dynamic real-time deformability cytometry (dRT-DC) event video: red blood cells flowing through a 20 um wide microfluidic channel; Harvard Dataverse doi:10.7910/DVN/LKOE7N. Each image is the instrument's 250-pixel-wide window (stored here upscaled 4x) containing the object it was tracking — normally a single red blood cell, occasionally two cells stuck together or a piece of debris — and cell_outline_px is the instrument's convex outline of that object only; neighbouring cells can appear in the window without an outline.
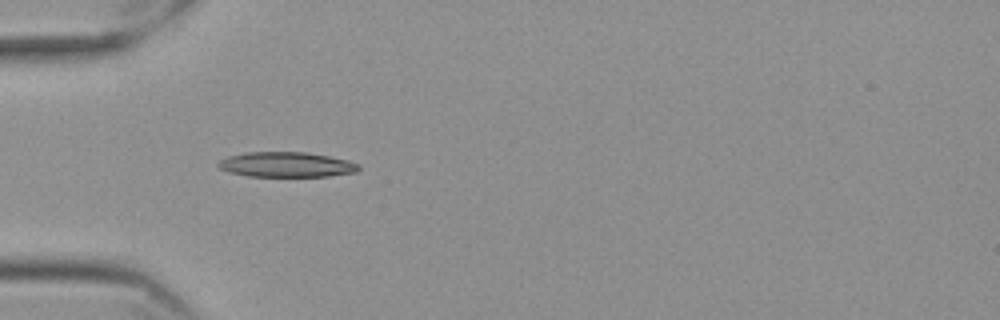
{"species": "Egyptian fruit bat (a non-hibernating species)", "species_latin": "Rousettus aegyptiacus", "temperature_condition": "cold", "stored_images_in_passage": 29, "camera_frame_rate_fps": 3000, "um_per_image_px": 0.085, "frame": {"image": 1, "passage_image": 5, "time_ms": 1.333, "image_size_px": [1000, 320], "cell_outline_px": [[360, 168], [356, 172], [328, 176], [248, 176], [228, 172], [220, 168], [216, 164], [220, 160], [228, 156], [244, 152], [308, 152], [348, 160], [360, 164]], "centroid_in_image_um": [24.34, 13.98], "position_along_channel_um": 60.7, "area_um2": 20.58}}
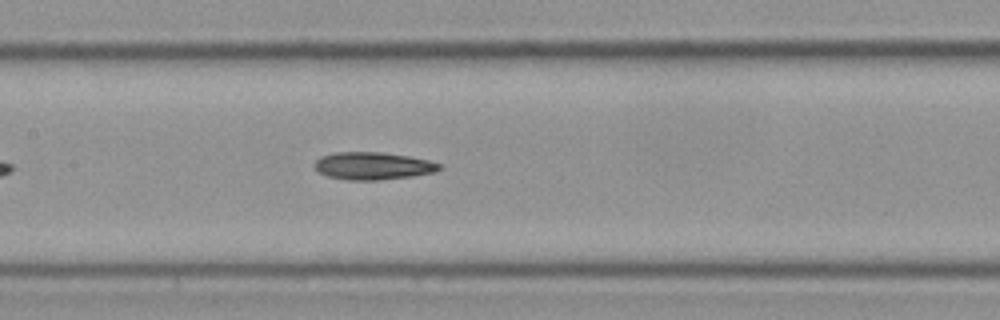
{"frame": {"image": 2, "passage_image": 15, "time_ms": 4.667, "image_size_px": [1000, 320], "cell_outline_px": [[440, 168], [436, 172], [412, 176], [376, 180], [348, 180], [328, 176], [320, 172], [312, 164], [320, 156], [336, 152], [380, 152], [408, 156], [428, 160], [440, 164]], "centroid_in_image_um": [31.67, 14.09], "position_along_channel_um": 175.7, "area_um2": 19.88}}
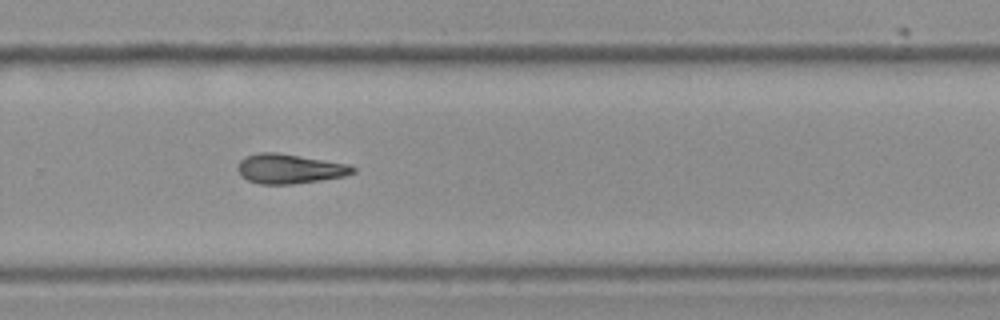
{"frame": {"image": 3, "passage_image": 26, "time_ms": 8.333, "image_size_px": [1000, 320], "cell_outline_px": [[356, 172], [344, 176], [292, 184], [260, 184], [248, 180], [240, 172], [240, 160], [244, 156], [256, 152], [276, 152], [348, 164], [356, 168]], "centroid_in_image_um": [24.63, 14.33], "position_along_channel_um": 305.2, "area_um2": 19.54}}